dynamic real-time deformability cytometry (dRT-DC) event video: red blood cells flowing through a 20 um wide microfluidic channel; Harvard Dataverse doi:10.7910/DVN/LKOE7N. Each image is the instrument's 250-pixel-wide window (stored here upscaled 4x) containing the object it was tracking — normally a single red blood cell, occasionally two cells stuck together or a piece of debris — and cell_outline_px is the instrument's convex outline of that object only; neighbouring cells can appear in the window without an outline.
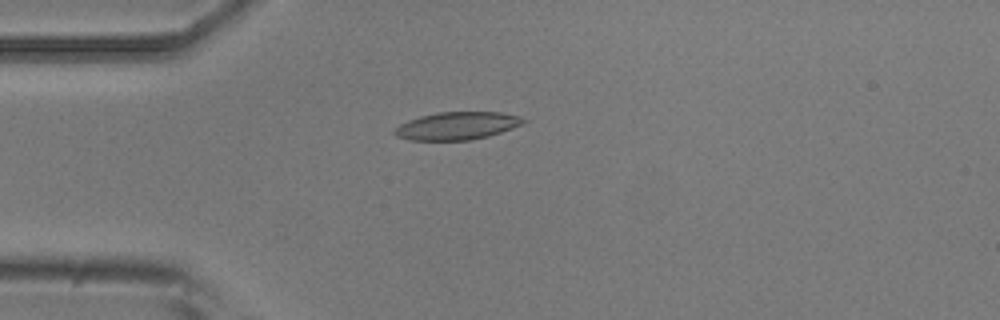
{"species": "common noctule bat (a hibernating species)", "species_latin": "Nyctalus noctula", "temperature_condition": "room temperature", "stored_images_in_passage": 5, "camera_frame_rate_fps": 3000, "um_per_image_px": 0.085, "animal": {"sex": "male", "body_mass_g": 20.5, "forearm_length_mm": 52.5}, "frame": {"image": 1, "passage_image": 5, "time_ms": 5.667, "image_size_px": [1000, 320], "cell_outline_px": [[528, 120], [524, 124], [488, 136], [472, 140], [408, 140], [396, 136], [392, 132], [400, 124], [408, 120], [420, 116], [436, 112], [500, 112], [520, 116]], "centroid_in_image_um": [38.86, 10.69], "position_along_channel_um": 46.1, "area_um2": 20.92}}